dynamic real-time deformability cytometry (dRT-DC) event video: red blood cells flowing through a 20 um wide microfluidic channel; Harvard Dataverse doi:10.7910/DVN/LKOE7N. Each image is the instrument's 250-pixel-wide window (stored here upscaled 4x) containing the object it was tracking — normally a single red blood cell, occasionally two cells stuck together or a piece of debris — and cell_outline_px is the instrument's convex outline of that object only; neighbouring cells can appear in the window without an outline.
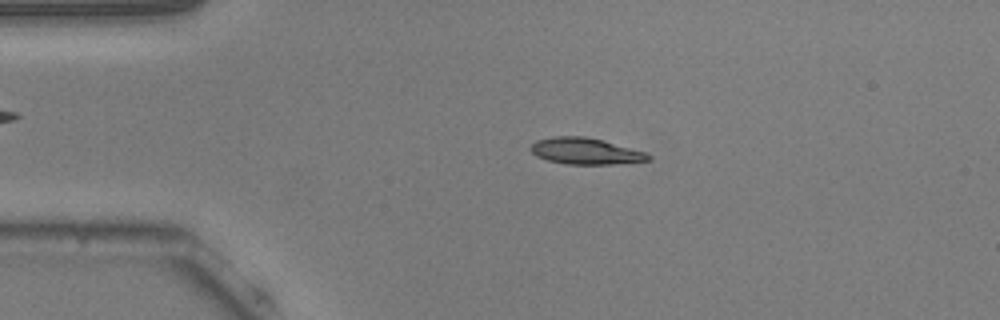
{"species": "common noctule bat (a hibernating species)", "species_latin": "Nyctalus noctula", "temperature_condition": "warm", "stored_images_in_passage": 54, "camera_frame_rate_fps": 3000, "um_per_image_px": 0.085, "animal": {"sex": "male", "body_mass_g": 20.5, "forearm_length_mm": 52.5}, "frame": {"image": 1, "passage_image": 11, "time_ms": 3.333, "image_size_px": [1000, 320], "cell_outline_px": [[652, 160], [612, 164], [564, 164], [548, 160], [536, 156], [528, 148], [536, 140], [556, 136], [584, 136], [648, 152], [652, 156]], "centroid_in_image_um": [49.77, 12.85], "position_along_channel_um": 35.2, "area_um2": 18.09}}
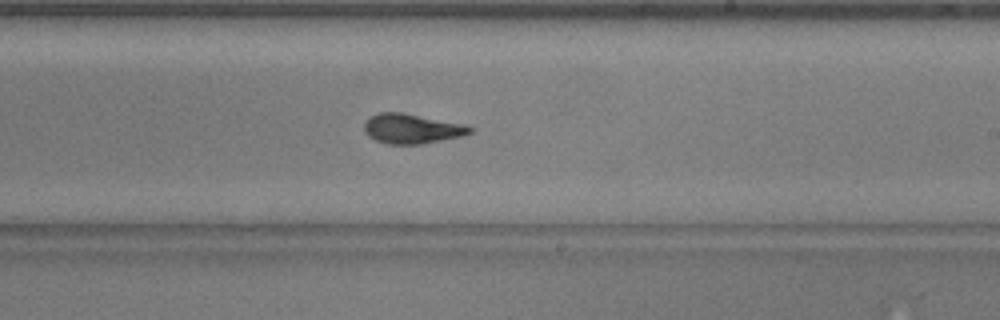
{"frame": {"image": 2, "passage_image": 31, "time_ms": 10.0, "image_size_px": [1000, 320], "cell_outline_px": [[476, 128], [472, 132], [460, 136], [420, 144], [388, 144], [376, 140], [368, 136], [364, 132], [364, 124], [372, 116], [380, 112], [400, 112], [464, 124]], "centroid_in_image_um": [35.01, 10.94], "position_along_channel_um": 254.0, "area_um2": 18.09}}
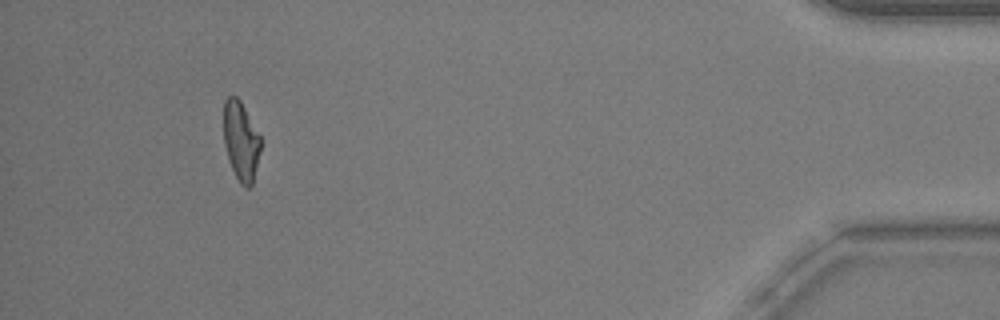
{"frame": {"image": 3, "passage_image": 49, "time_ms": 16.0, "image_size_px": [1000, 320], "cell_outline_px": [[260, 148], [252, 184], [248, 188], [244, 188], [240, 184], [232, 168], [224, 144], [224, 100], [228, 96], [236, 96], [240, 100], [260, 136]], "centroid_in_image_um": [20.46, 11.97], "position_along_channel_um": 414.7, "area_um2": 16.7}}